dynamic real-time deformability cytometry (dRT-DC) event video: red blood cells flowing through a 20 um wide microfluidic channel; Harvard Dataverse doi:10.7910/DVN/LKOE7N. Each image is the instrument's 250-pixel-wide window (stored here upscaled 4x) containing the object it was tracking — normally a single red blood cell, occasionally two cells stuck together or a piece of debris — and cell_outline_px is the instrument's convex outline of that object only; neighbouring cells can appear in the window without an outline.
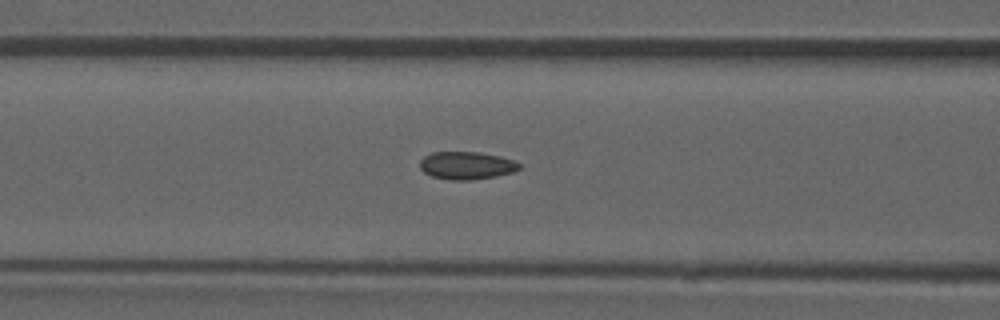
{"species": "common noctule bat (a hibernating species)", "species_latin": "Nyctalus noctula", "temperature_condition": "room temperature", "stored_images_in_passage": 45, "camera_frame_rate_fps": 3000, "um_per_image_px": 0.085, "animal": {"sex": "male", "forearm_length_mm": 52.5}, "frame": {"image": 1, "passage_image": 20, "time_ms": 6.333, "image_size_px": [1000, 320], "cell_outline_px": [[520, 168], [512, 172], [496, 176], [472, 180], [452, 180], [432, 176], [424, 172], [420, 168], [420, 160], [424, 156], [432, 152], [480, 152], [500, 156], [512, 160], [520, 164]], "centroid_in_image_um": [39.64, 14.06], "position_along_channel_um": 127.0, "area_um2": 16.01}, "authors_computed_cell_mechanics": {"area_um2": 16.184, "velocity_mm_per_s": 3.9191, "shape_relaxation_time_tau1_ms": null, "shape_relaxation_time_tau2_ms": 1.6733, "deformation_change_tau1": null, "deformation_change_tau2": 0.0665}}